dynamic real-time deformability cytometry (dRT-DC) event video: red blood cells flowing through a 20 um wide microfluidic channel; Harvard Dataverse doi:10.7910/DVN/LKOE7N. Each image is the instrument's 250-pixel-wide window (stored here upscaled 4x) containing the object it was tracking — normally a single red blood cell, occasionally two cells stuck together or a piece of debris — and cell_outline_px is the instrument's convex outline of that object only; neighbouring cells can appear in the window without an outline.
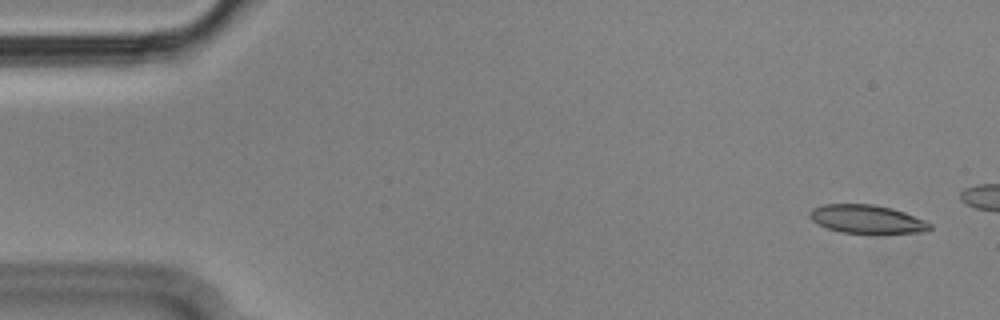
{"species": "Egyptian fruit bat (a non-hibernating species)", "species_latin": "Rousettus aegyptiacus", "temperature_condition": "cold", "stored_images_in_passage": 14, "camera_frame_rate_fps": 3000, "um_per_image_px": 0.085, "animal": {"sex": "male"}, "frame": {"image": 1, "passage_image": 3, "time_ms": 0.667, "image_size_px": [1000, 320], "cell_outline_px": [[932, 228], [928, 232], [840, 232], [828, 228], [812, 220], [808, 216], [808, 212], [812, 208], [824, 204], [872, 204], [892, 208], [904, 212], [924, 220], [932, 224]], "centroid_in_image_um": [73.68, 18.61], "position_along_channel_um": 11.3, "area_um2": 19.59}}